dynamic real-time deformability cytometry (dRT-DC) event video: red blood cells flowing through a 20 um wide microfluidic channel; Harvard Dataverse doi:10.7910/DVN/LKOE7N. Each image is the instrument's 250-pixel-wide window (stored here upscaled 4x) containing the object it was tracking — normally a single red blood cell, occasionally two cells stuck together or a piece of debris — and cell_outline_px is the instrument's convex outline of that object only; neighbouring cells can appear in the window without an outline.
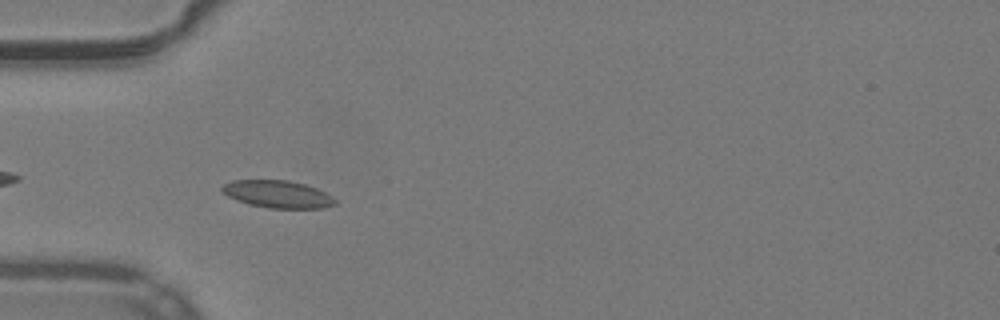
{"species": "common noctule bat (a hibernating species)", "species_latin": "Nyctalus noctula", "temperature_condition": "warm", "stored_images_in_passage": 31, "camera_frame_rate_fps": 3000, "um_per_image_px": 0.085, "animal": {"sex": "male", "body_mass_g": 19.2, "forearm_length_mm": 51.8}, "frame": {"image": 1, "passage_image": 3, "time_ms": 0.667, "image_size_px": [1000, 320], "cell_outline_px": [[336, 204], [324, 208], [268, 208], [248, 204], [236, 200], [220, 192], [220, 188], [224, 184], [232, 180], [288, 180], [304, 184], [316, 188], [332, 196], [336, 200]], "centroid_in_image_um": [23.57, 16.5], "position_along_channel_um": 61.4, "area_um2": 18.15}}
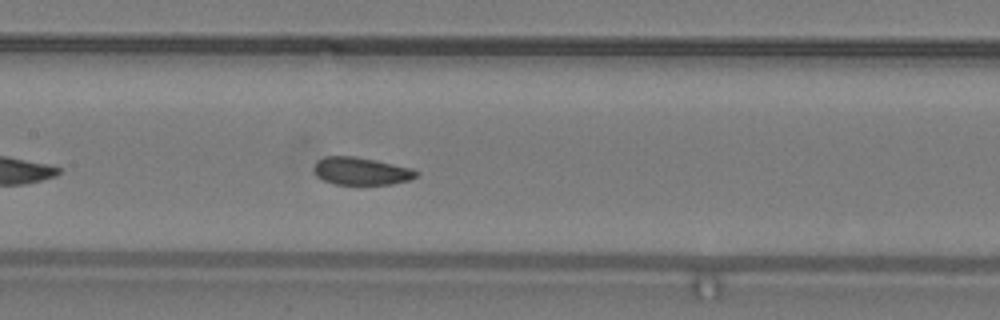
{"frame": {"image": 2, "passage_image": 12, "time_ms": 3.667, "image_size_px": [1000, 320], "cell_outline_px": [[420, 172], [416, 176], [408, 180], [392, 184], [336, 184], [324, 180], [316, 176], [312, 168], [316, 160], [324, 156], [356, 156], [376, 160], [412, 168]], "centroid_in_image_um": [30.66, 14.53], "position_along_channel_um": 176.7, "area_um2": 16.59}}
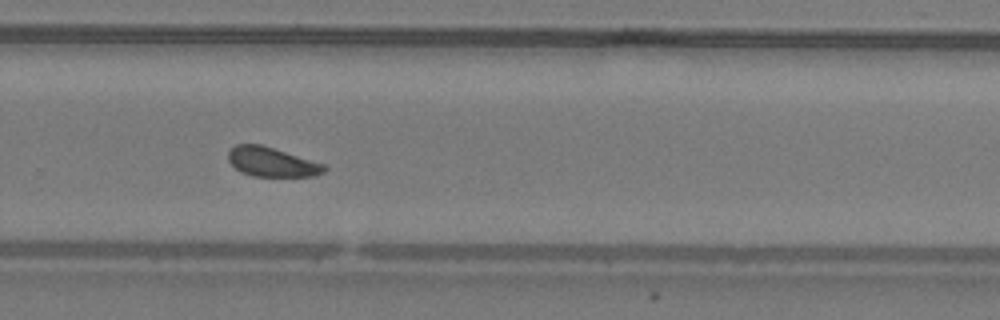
{"frame": {"image": 3, "passage_image": 22, "time_ms": 7.0, "image_size_px": [1000, 320], "cell_outline_px": [[328, 168], [324, 172], [316, 176], [252, 176], [240, 172], [228, 160], [228, 152], [236, 144], [260, 144], [324, 164]], "centroid_in_image_um": [23.1, 13.78], "position_along_channel_um": 306.7, "area_um2": 16.3}, "authors_computed_cell_mechanics": {"area_um2": 17.1666, "velocity_mm_per_s": 3.9161, "shape_relaxation_time_tau1_ms": 4.8544, "shape_relaxation_time_tau2_ms": null, "deformation_change_tau1": 0.1026, "deformation_change_tau2": null}}